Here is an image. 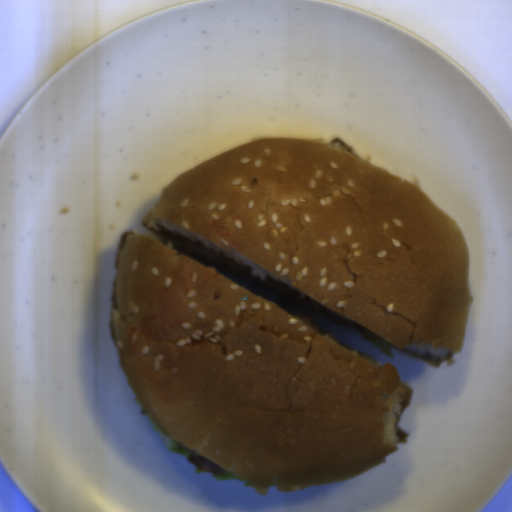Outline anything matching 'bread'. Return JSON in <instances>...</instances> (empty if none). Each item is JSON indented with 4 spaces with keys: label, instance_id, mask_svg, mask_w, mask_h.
I'll return each instance as SVG.
<instances>
[{
    "label": "bread",
    "instance_id": "bread-1",
    "mask_svg": "<svg viewBox=\"0 0 512 512\" xmlns=\"http://www.w3.org/2000/svg\"><path fill=\"white\" fill-rule=\"evenodd\" d=\"M115 269L111 338L143 415L255 492L352 480L408 442L414 392L389 363L141 232Z\"/></svg>",
    "mask_w": 512,
    "mask_h": 512
},
{
    "label": "bread",
    "instance_id": "bread-2",
    "mask_svg": "<svg viewBox=\"0 0 512 512\" xmlns=\"http://www.w3.org/2000/svg\"><path fill=\"white\" fill-rule=\"evenodd\" d=\"M142 221L429 366L463 352L471 263L458 222L341 138L225 150L166 184Z\"/></svg>",
    "mask_w": 512,
    "mask_h": 512
}]
</instances>
